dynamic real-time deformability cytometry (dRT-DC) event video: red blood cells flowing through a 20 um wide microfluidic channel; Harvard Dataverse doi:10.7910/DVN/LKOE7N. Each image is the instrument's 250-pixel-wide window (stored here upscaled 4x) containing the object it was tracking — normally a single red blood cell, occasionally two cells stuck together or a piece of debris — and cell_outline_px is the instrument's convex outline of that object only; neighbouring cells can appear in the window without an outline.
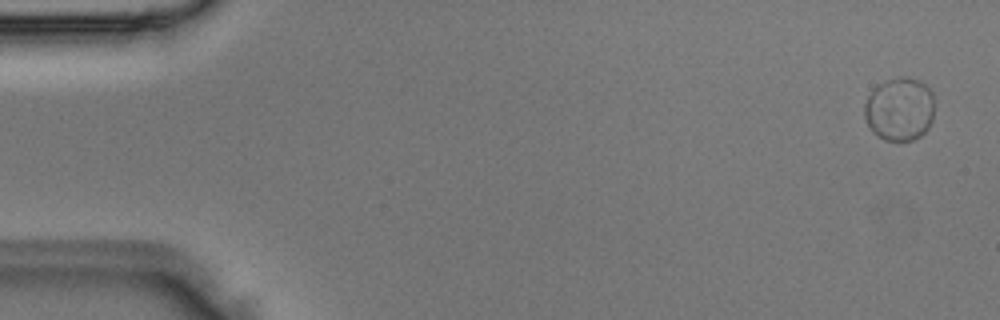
{"species": "Egyptian fruit bat (a non-hibernating species)", "species_latin": "Rousettus aegyptiacus", "temperature_condition": "room temperature", "stored_images_in_passage": 6, "camera_frame_rate_fps": 3000, "um_per_image_px": 0.085, "animal": {"sex": "male"}, "frame": {"image": 1, "passage_image": 1, "time_ms": 0.0, "image_size_px": [1000, 320], "cell_outline_px": [[932, 120], [928, 128], [920, 136], [912, 140], [884, 140], [872, 132], [864, 116], [864, 104], [868, 96], [880, 84], [888, 80], [900, 76], [908, 76], [920, 80], [932, 92]], "centroid_in_image_um": [76.45, 9.27], "position_along_channel_um": 8.5, "area_um2": 25.66}}
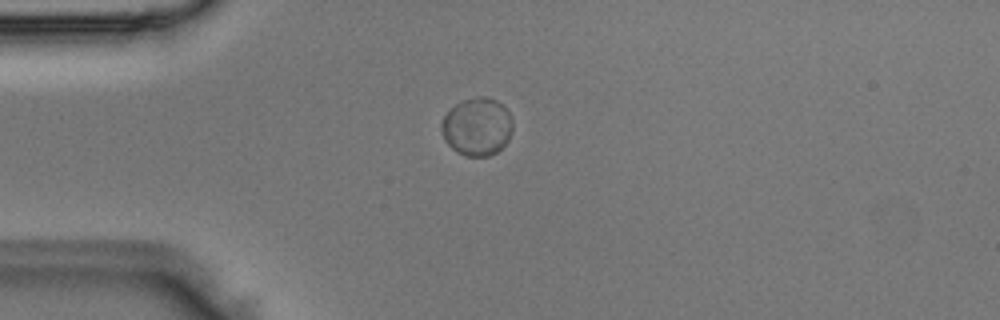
{"frame": {"image": 2, "passage_image": 4, "time_ms": 1.0, "image_size_px": [1000, 320], "cell_outline_px": [[512, 132], [508, 140], [496, 152], [488, 156], [468, 156], [456, 152], [444, 140], [440, 128], [440, 124], [444, 116], [456, 104], [464, 100], [480, 96], [484, 96], [496, 100], [512, 116]], "centroid_in_image_um": [40.54, 10.78], "position_along_channel_um": 44.5, "area_um2": 23.93}}
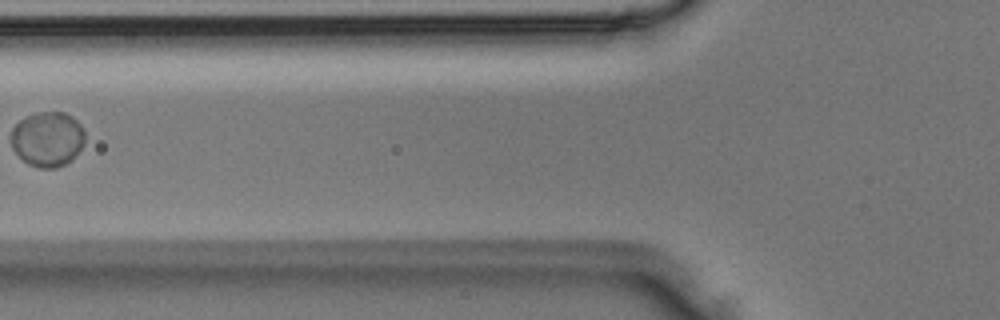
{"frame": {"image": 3, "passage_image": 6, "time_ms": 1.667, "image_size_px": [1000, 320], "cell_outline_px": [[84, 144], [64, 164], [56, 168], [36, 168], [28, 164], [12, 148], [12, 128], [20, 120], [36, 112], [64, 112], [72, 116], [80, 124], [84, 132]], "centroid_in_image_um": [4.03, 11.81], "position_along_channel_um": 121.8, "area_um2": 23.29}}